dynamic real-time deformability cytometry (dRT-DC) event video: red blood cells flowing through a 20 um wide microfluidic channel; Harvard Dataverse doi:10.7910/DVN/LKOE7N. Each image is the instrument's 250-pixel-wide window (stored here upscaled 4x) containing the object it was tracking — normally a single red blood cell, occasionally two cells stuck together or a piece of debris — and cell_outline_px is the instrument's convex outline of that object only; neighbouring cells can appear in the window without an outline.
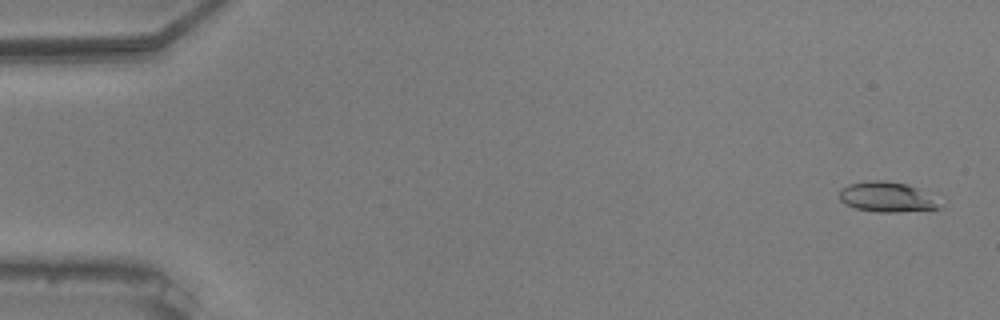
{"species": "common noctule bat (a hibernating species)", "species_latin": "Nyctalus noctula", "temperature_condition": "warm", "stored_images_in_passage": 17, "camera_frame_rate_fps": 3000, "um_per_image_px": 0.085, "animal": {"sex": "male", "body_mass_g": 20.5, "forearm_length_mm": 52.5}, "frame": {"image": 1, "passage_image": 2, "time_ms": 0.333, "image_size_px": [1000, 320], "cell_outline_px": [[944, 208], [900, 212], [876, 212], [856, 208], [844, 204], [840, 200], [840, 188], [848, 184], [872, 180], [884, 180], [908, 184], [916, 188], [944, 204]], "centroid_in_image_um": [75.39, 16.75], "position_along_channel_um": 9.6, "area_um2": 17.69}}
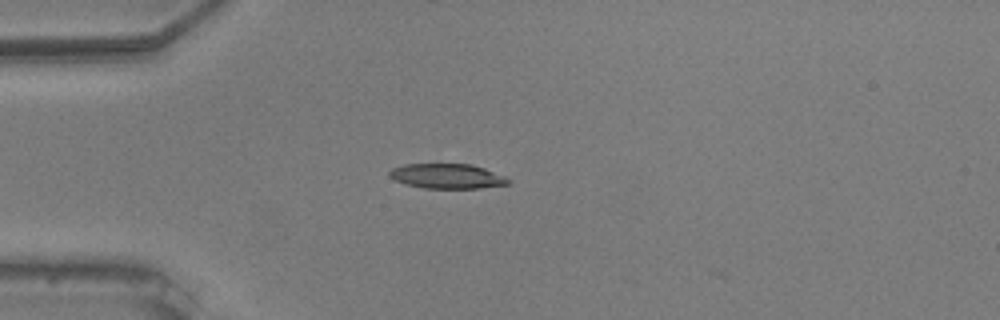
{"frame": {"image": 2, "passage_image": 15, "time_ms": 4.667, "image_size_px": [1000, 320], "cell_outline_px": [[512, 180], [508, 184], [480, 188], [424, 188], [404, 184], [388, 176], [388, 172], [392, 168], [404, 164], [472, 164], [484, 168], [504, 176]], "centroid_in_image_um": [37.99, 14.97], "position_along_channel_um": 47.0, "area_um2": 17.22}}